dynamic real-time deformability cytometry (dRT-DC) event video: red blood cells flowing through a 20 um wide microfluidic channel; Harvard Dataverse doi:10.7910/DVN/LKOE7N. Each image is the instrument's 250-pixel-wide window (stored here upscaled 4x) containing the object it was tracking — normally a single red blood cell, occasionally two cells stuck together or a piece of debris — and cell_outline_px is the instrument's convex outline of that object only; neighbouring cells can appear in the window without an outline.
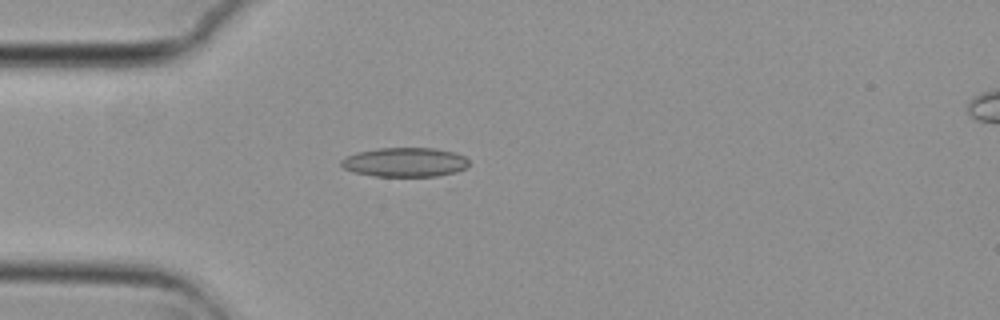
{"species": "common noctule bat (a hibernating species)", "species_latin": "Nyctalus noctula", "temperature_condition": "cold", "stored_images_in_passage": 41, "camera_frame_rate_fps": 3000, "um_per_image_px": 0.085, "animal": {"sex": "female", "body_mass_g": 29.2, "forearm_length_mm": 56.3}, "frame": {"image": 1, "passage_image": 1, "time_ms": 0.0, "image_size_px": [1000, 320], "cell_outline_px": [[468, 164], [464, 168], [448, 176], [376, 176], [352, 172], [344, 168], [340, 164], [340, 160], [344, 156], [356, 152], [376, 148], [432, 148], [456, 152], [464, 156], [468, 160]], "centroid_in_image_um": [34.4, 13.79], "position_along_channel_um": 50.6, "area_um2": 22.08}}
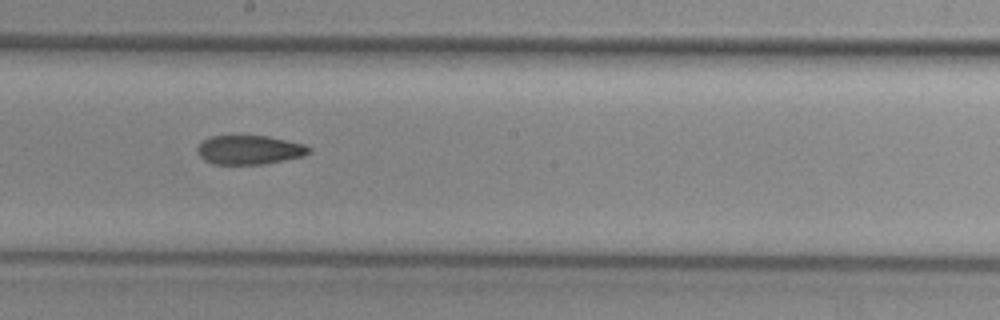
{"frame": {"image": 2, "passage_image": 16, "time_ms": 5.0, "image_size_px": [1000, 320], "cell_outline_px": [[312, 152], [304, 156], [264, 164], [212, 164], [204, 160], [196, 152], [196, 148], [204, 140], [212, 136], [268, 136], [304, 144], [312, 148]], "centroid_in_image_um": [21.22, 12.74], "position_along_channel_um": 227.0, "area_um2": 18.96}}
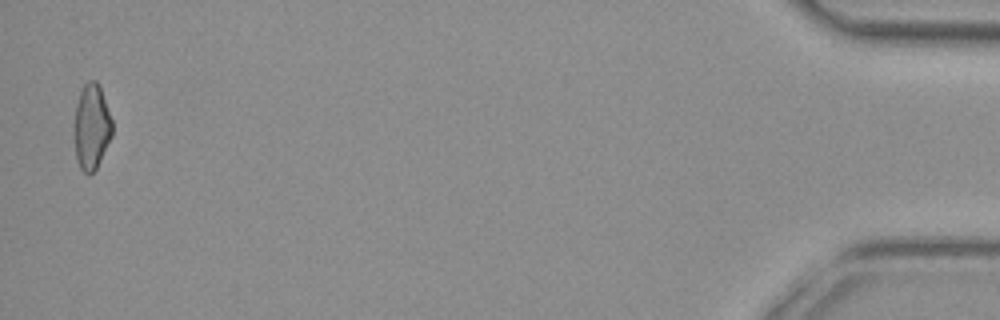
{"frame": {"image": 3, "passage_image": 40, "time_ms": 13.0, "image_size_px": [1000, 320], "cell_outline_px": [[112, 136], [96, 168], [88, 176], [80, 168], [76, 160], [76, 104], [80, 92], [84, 84], [88, 80], [96, 80], [100, 84], [112, 120]], "centroid_in_image_um": [7.81, 10.75], "position_along_channel_um": 427.4, "area_um2": 18.61}, "authors_computed_cell_mechanics": {"area_um2": 19.4208, "velocity_mm_per_s": 3.7308, "shape_relaxation_time_tau1_ms": null, "shape_relaxation_time_tau2_ms": 9.2674, "deformation_change_tau1": null, "deformation_change_tau2": 0.184}}